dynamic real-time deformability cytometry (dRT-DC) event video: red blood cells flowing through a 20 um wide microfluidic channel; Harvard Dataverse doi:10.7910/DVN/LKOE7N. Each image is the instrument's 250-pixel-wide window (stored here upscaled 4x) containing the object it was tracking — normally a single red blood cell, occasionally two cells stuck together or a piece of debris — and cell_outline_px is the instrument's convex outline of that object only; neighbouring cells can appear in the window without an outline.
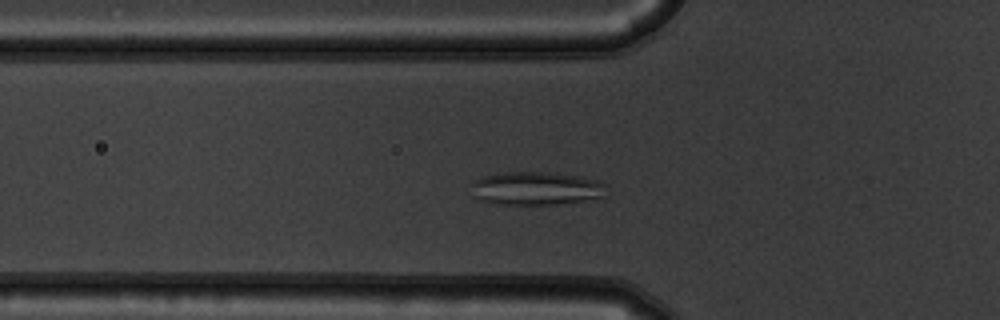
{"species": "common noctule bat (a hibernating species)", "species_latin": "Nyctalus noctula", "temperature_condition": "warm", "stored_images_in_passage": 38, "camera_frame_rate_fps": 3000, "um_per_image_px": 0.085, "animal": {"sex": "male", "body_mass_g": 19.5, "forearm_length_mm": 54.6}, "frame": {"image": 1, "passage_image": 3, "time_ms": 0.667, "image_size_px": [1000, 320], "cell_outline_px": [[604, 196], [600, 200], [552, 204], [496, 204], [480, 200], [472, 196], [472, 180], [484, 176], [504, 172], [548, 172], [576, 176], [596, 180], [604, 184]], "centroid_in_image_um": [45.56, 16.03], "position_along_channel_um": 80.2, "area_um2": 26.41}}
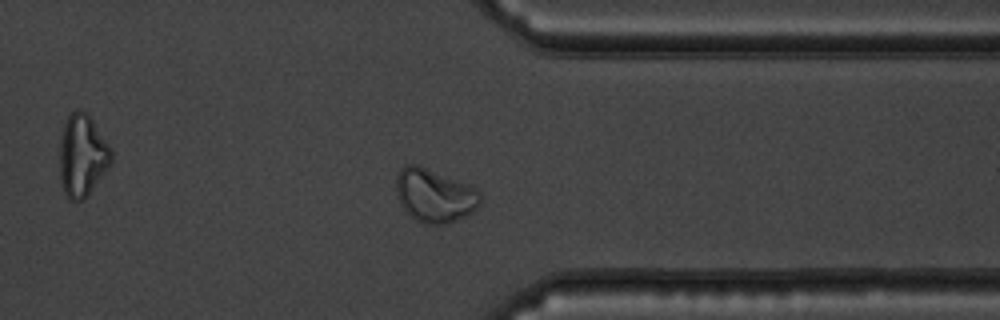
{"frame": {"image": 2, "passage_image": 27, "time_ms": 8.667, "image_size_px": [1000, 320], "cell_outline_px": [[480, 204], [472, 212], [448, 224], [424, 224], [416, 220], [404, 208], [396, 192], [396, 176], [400, 168], [404, 164], [420, 164], [468, 184], [476, 188], [480, 192]], "centroid_in_image_um": [36.93, 16.58], "position_along_channel_um": 374.5, "area_um2": 26.3}}
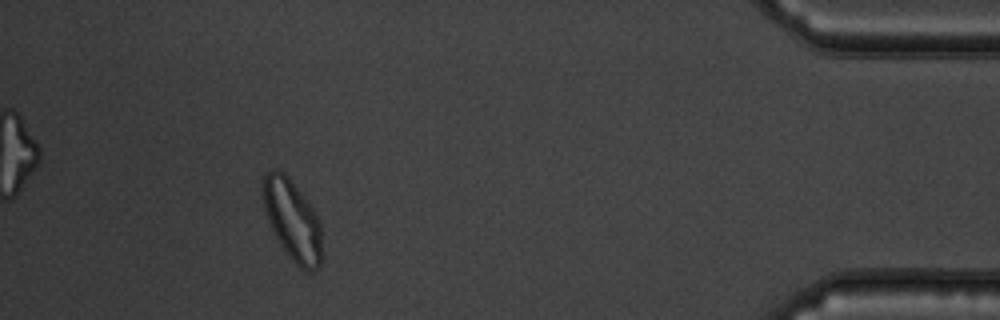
{"frame": {"image": 3, "passage_image": 34, "time_ms": 11.0, "image_size_px": [1000, 320], "cell_outline_px": [[320, 268], [312, 272], [304, 272], [292, 260], [280, 244], [272, 228], [264, 208], [264, 176], [272, 168], [276, 168], [284, 172], [288, 176], [312, 204], [320, 220]], "centroid_in_image_um": [24.89, 18.71], "position_along_channel_um": 410.3, "area_um2": 27.63}}